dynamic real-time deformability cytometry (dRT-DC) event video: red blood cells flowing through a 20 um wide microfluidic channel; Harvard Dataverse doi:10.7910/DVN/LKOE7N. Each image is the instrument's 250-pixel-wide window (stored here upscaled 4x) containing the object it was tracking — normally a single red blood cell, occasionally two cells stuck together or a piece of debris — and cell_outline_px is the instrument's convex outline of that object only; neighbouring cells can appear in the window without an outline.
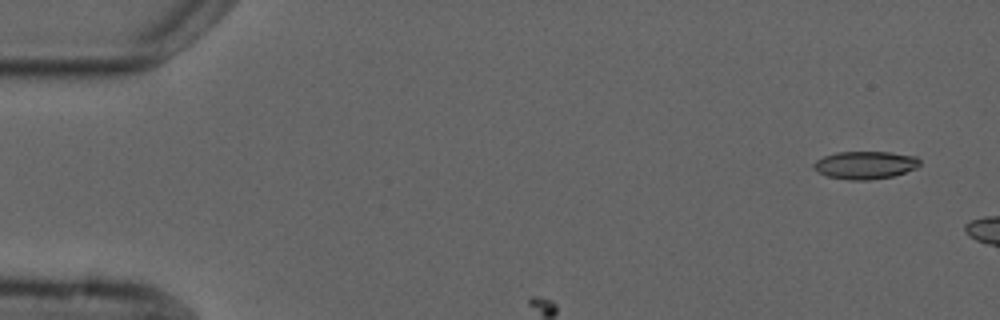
{"species": "common noctule bat (a hibernating species)", "species_latin": "Nyctalus noctula", "temperature_condition": "cold", "stored_images_in_passage": 3, "camera_frame_rate_fps": 3000, "um_per_image_px": 0.085, "animal": {"sex": "male", "forearm_length_mm": 52.5}, "frame": {"image": 1, "passage_image": 1, "time_ms": 0.0, "image_size_px": [1000, 320], "cell_outline_px": [[920, 164], [916, 168], [892, 176], [868, 180], [848, 180], [828, 176], [816, 172], [812, 168], [812, 164], [816, 160], [824, 156], [836, 152], [892, 152], [916, 156], [920, 160]], "centroid_in_image_um": [73.51, 14.02], "position_along_channel_um": 11.5, "area_um2": 17.28}}